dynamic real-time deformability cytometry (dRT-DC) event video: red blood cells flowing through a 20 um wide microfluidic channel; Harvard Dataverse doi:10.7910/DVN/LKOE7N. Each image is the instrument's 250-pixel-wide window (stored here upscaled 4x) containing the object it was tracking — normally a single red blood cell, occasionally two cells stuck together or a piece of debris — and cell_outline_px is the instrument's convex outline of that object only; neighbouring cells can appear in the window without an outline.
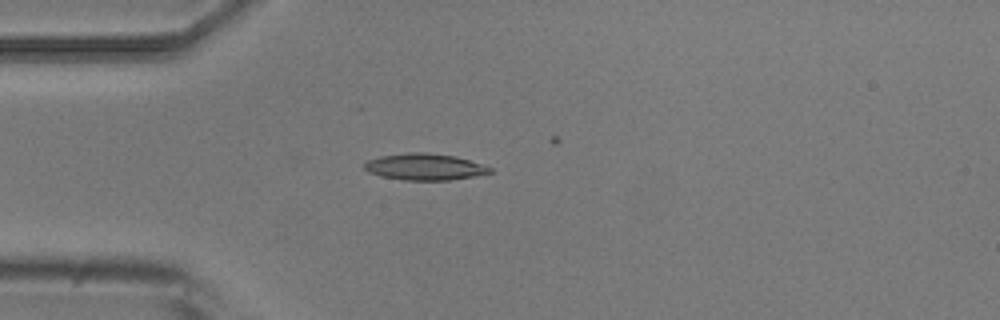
{"species": "common noctule bat (a hibernating species)", "species_latin": "Nyctalus noctula", "temperature_condition": "room temperature", "stored_images_in_passage": 5, "camera_frame_rate_fps": 3000, "um_per_image_px": 0.085, "animal": {"sex": "male", "body_mass_g": 20.5, "forearm_length_mm": 52.5}, "frame": {"image": 1, "passage_image": 4, "time_ms": 3.667, "image_size_px": [1000, 320], "cell_outline_px": [[492, 172], [472, 176], [448, 180], [404, 180], [380, 176], [368, 172], [364, 168], [364, 164], [368, 160], [380, 156], [408, 152], [428, 152], [456, 156], [492, 168]], "centroid_in_image_um": [36.05, 14.17], "position_along_channel_um": 48.9, "area_um2": 19.31}}